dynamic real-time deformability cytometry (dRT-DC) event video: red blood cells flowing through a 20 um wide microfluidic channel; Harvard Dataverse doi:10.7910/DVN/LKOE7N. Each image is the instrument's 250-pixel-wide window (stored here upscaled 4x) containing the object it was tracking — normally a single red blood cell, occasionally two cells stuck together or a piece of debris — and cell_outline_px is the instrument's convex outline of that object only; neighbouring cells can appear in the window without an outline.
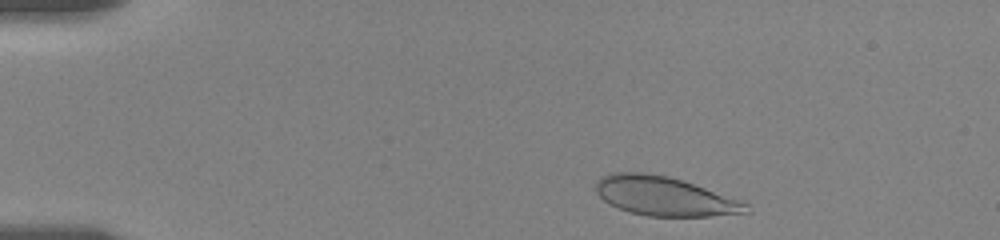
{"species": "human", "species_latin": "Homo sapiens", "temperature_condition": "room temperature", "stored_images_in_passage": 52, "camera_frame_rate_fps": 3000, "um_per_image_px": 0.085, "donor": {"sex": "female"}, "frame": {"image": 1, "passage_image": 3, "time_ms": 0.667, "image_size_px": [1000, 240], "cell_outline_px": [[752, 212], [712, 216], [648, 216], [632, 212], [608, 204], [596, 192], [596, 180], [600, 176], [612, 172], [644, 172], [668, 176], [684, 180], [740, 200], [748, 204]], "centroid_in_image_um": [56.49, 16.66], "position_along_channel_um": 28.5, "area_um2": 34.39}}
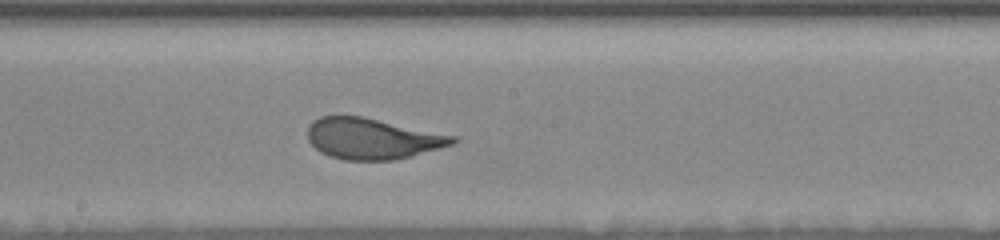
{"frame": {"image": 2, "passage_image": 29, "time_ms": 8.0, "image_size_px": [1000, 240], "cell_outline_px": [[460, 140], [452, 144], [440, 148], [412, 156], [396, 160], [344, 160], [320, 152], [308, 140], [308, 128], [312, 120], [320, 116], [364, 116], [456, 136]], "centroid_in_image_um": [31.66, 11.78], "position_along_channel_um": 216.5, "area_um2": 34.68}}
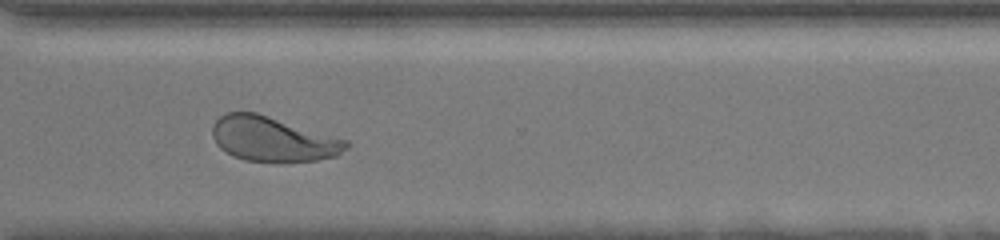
{"frame": {"image": 3, "passage_image": 46, "time_ms": 11.667, "image_size_px": [1000, 240], "cell_outline_px": [[352, 144], [348, 148], [336, 156], [316, 160], [280, 164], [244, 160], [232, 156], [220, 148], [216, 144], [212, 136], [212, 124], [220, 116], [228, 112], [256, 112], [348, 140]], "centroid_in_image_um": [23.2, 11.85], "position_along_channel_um": 347.4, "area_um2": 35.6}, "authors_computed_cell_mechanics": {"area_um2": 35.0557, "velocity_mm_per_s": 3.5707, "shape_relaxation_time_tau1_ms": 4.032, "shape_relaxation_time_tau2_ms": null, "deformation_change_tau1": 0.1748, "deformation_change_tau2": null}}